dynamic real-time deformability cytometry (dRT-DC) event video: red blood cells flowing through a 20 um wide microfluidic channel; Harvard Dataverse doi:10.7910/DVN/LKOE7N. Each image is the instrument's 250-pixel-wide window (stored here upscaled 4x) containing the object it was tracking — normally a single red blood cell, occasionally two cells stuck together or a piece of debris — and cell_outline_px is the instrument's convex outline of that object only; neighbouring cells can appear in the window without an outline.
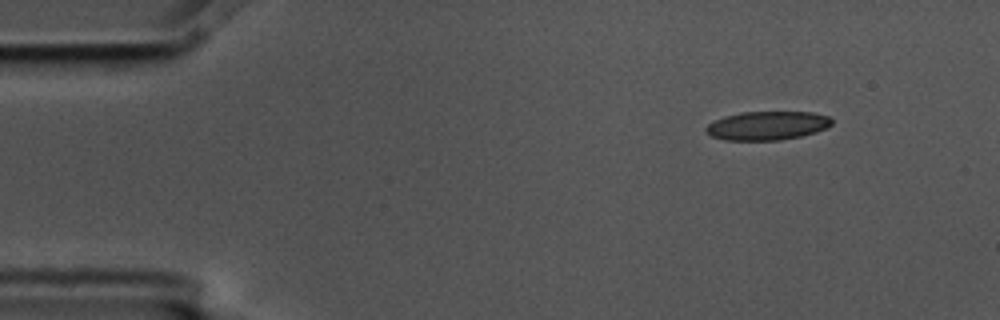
{"species": "common noctule bat (a hibernating species)", "species_latin": "Nyctalus noctula", "temperature_condition": "cold", "stored_images_in_passage": 7, "camera_frame_rate_fps": 3000, "um_per_image_px": 0.085, "animal": {"sex": "male", "body_mass_g": 17.5, "forearm_length_mm": 52.3}, "frame": {"image": 1, "passage_image": 1, "time_ms": 0.0, "image_size_px": [1000, 320], "cell_outline_px": [[832, 124], [816, 132], [800, 136], [780, 140], [724, 140], [712, 136], [704, 132], [704, 128], [708, 124], [724, 116], [740, 112], [812, 112], [828, 116], [832, 120]], "centroid_in_image_um": [65.18, 10.68], "position_along_channel_um": 19.8, "area_um2": 21.04}}
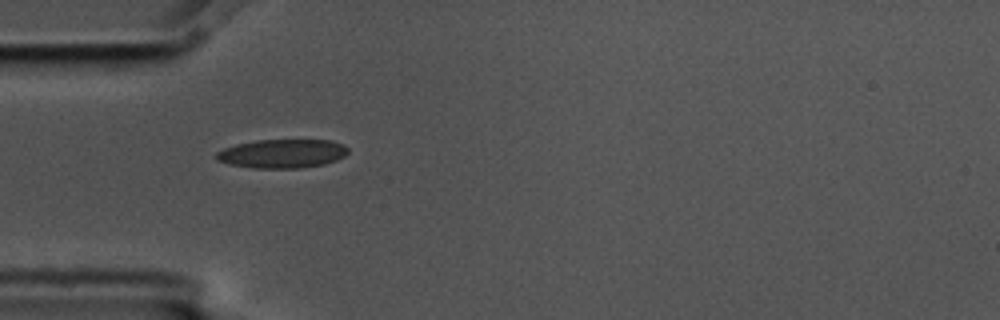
{"frame": {"image": 2, "passage_image": 4, "time_ms": 1.0, "image_size_px": [1000, 320], "cell_outline_px": [[348, 152], [344, 156], [336, 160], [324, 164], [300, 168], [252, 168], [228, 164], [216, 160], [216, 152], [224, 148], [236, 144], [256, 140], [332, 140], [344, 144], [348, 148]], "centroid_in_image_um": [23.99, 13.05], "position_along_channel_um": 61.0, "area_um2": 22.25}}